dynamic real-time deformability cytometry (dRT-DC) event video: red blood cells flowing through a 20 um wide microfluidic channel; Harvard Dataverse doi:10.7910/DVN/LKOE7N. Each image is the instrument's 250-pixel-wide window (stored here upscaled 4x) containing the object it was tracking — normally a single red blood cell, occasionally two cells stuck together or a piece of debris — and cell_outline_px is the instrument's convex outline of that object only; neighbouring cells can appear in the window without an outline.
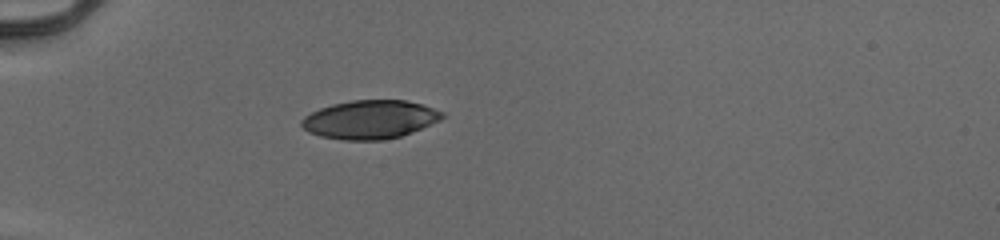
{"species": "human", "species_latin": "Homo sapiens", "temperature_condition": "cold", "stored_images_in_passage": 38, "camera_frame_rate_fps": 3000, "um_per_image_px": 0.085, "donor": {"sex": "male"}, "frame": {"image": 1, "passage_image": 1, "time_ms": 0.0, "image_size_px": [1000, 240], "cell_outline_px": [[440, 116], [408, 132], [396, 136], [368, 140], [360, 140], [324, 136], [312, 132], [304, 124], [304, 120], [308, 116], [324, 108], [336, 104], [360, 100], [404, 100], [420, 104], [436, 112]], "centroid_in_image_um": [31.39, 10.13], "position_along_channel_um": 53.6, "area_um2": 28.61}}
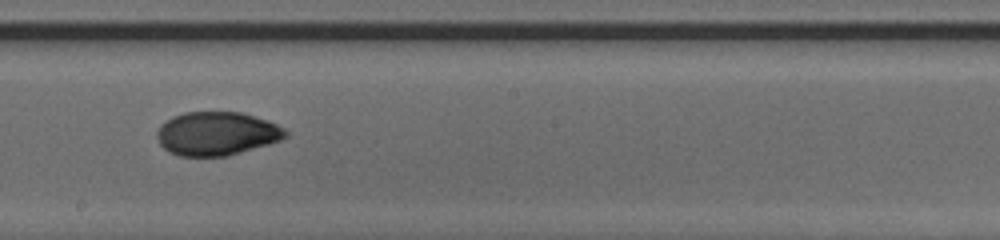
{"frame": {"image": 2, "passage_image": 16, "time_ms": 5.0, "image_size_px": [1000, 240], "cell_outline_px": [[284, 136], [276, 140], [220, 156], [188, 156], [172, 152], [160, 140], [160, 128], [164, 124], [176, 116], [192, 112], [232, 112], [248, 116], [272, 124], [284, 132]], "centroid_in_image_um": [18.35, 11.35], "position_along_channel_um": 229.9, "area_um2": 29.71}}
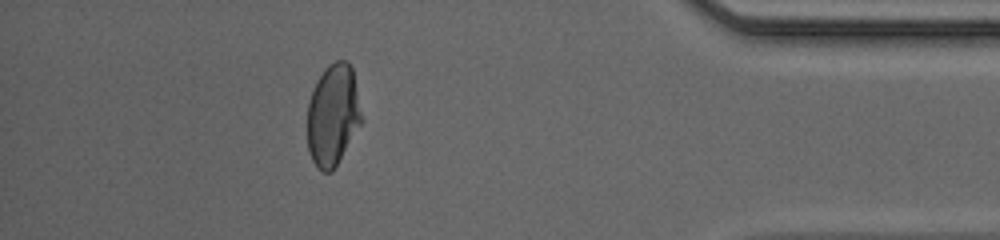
{"frame": {"image": 3, "passage_image": 32, "time_ms": 10.333, "image_size_px": [1000, 240], "cell_outline_px": [[360, 120], [336, 164], [328, 172], [324, 172], [316, 164], [312, 156], [308, 144], [308, 108], [312, 92], [320, 76], [332, 64], [340, 60], [348, 64], [352, 68]], "centroid_in_image_um": [28.25, 9.77], "position_along_channel_um": 407.0, "area_um2": 29.65}, "authors_computed_cell_mechanics": {"area_um2": 29.4491, "velocity_mm_per_s": 3.9761, "shape_relaxation_time_tau1_ms": 6.3673, "shape_relaxation_time_tau2_ms": 1.5343, "deformation_change_tau1": 0.1971, "deformation_change_tau2": 0.0425}}